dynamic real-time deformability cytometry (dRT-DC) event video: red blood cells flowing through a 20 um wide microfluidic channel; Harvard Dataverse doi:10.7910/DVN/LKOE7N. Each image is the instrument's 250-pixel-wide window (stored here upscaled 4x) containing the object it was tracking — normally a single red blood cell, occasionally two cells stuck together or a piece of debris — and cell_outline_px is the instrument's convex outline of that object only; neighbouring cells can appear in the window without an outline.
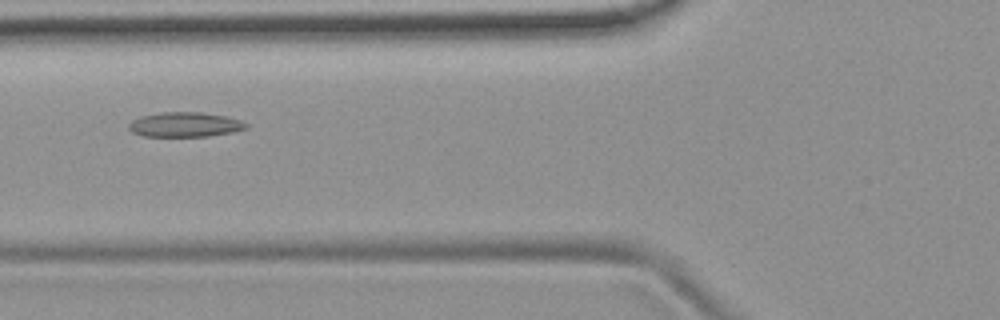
{"species": "common noctule bat (a hibernating species)", "species_latin": "Nyctalus noctula", "temperature_condition": "room temperature", "stored_images_in_passage": 4, "camera_frame_rate_fps": 3000, "um_per_image_px": 0.085, "animal": {"sex": "female", "body_mass_g": 19.9}, "frame": {"image": 1, "passage_image": 4, "time_ms": 3.667, "image_size_px": [1000, 320], "cell_outline_px": [[248, 128], [232, 132], [208, 136], [144, 136], [132, 132], [128, 128], [128, 124], [132, 120], [140, 116], [164, 112], [200, 112], [224, 116], [240, 120], [248, 124]], "centroid_in_image_um": [15.7, 10.59], "position_along_channel_um": 110.1, "area_um2": 16.82}}